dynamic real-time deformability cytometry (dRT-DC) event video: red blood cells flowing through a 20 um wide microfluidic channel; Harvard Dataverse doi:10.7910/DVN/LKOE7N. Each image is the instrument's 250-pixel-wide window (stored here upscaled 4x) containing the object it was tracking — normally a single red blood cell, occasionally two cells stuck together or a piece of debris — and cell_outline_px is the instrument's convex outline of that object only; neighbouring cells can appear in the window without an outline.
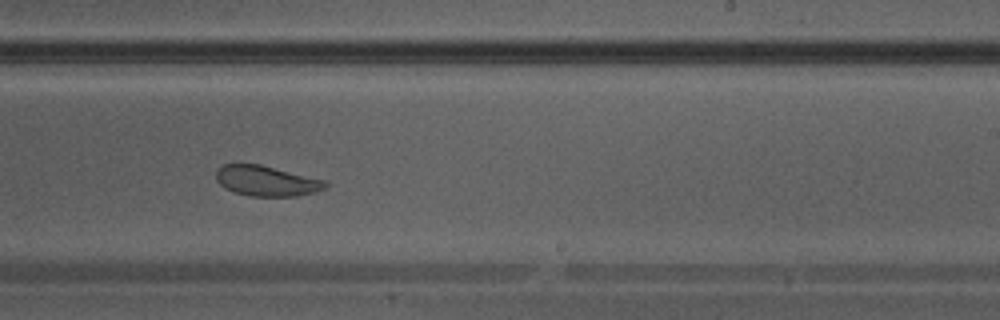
{"species": "Egyptian fruit bat (a non-hibernating species)", "species_latin": "Rousettus aegyptiacus", "temperature_condition": "warm", "stored_images_in_passage": 36, "camera_frame_rate_fps": 3000, "um_per_image_px": 0.085, "animal": {"sex": "male"}, "frame": {"image": 1, "passage_image": 21, "time_ms": 6.667, "image_size_px": [1000, 320], "cell_outline_px": [[328, 184], [324, 188], [316, 192], [296, 196], [248, 196], [224, 188], [216, 180], [216, 172], [220, 164], [260, 164], [324, 180]], "centroid_in_image_um": [22.61, 15.37], "position_along_channel_um": 266.4, "area_um2": 19.25}}